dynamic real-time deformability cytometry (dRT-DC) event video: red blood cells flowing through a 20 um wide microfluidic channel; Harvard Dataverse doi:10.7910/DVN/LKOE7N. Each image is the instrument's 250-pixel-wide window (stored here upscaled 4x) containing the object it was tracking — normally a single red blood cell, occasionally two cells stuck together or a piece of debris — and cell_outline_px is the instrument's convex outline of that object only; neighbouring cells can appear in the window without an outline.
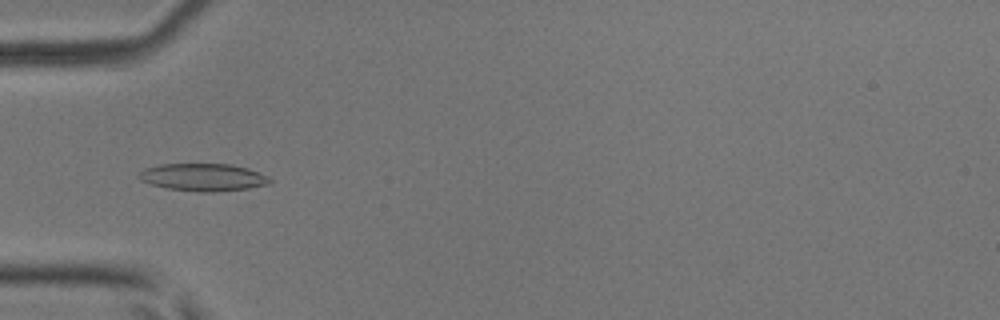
{"species": "common noctule bat (a hibernating species)", "species_latin": "Nyctalus noctula", "temperature_condition": "room temperature", "stored_images_in_passage": 6, "camera_frame_rate_fps": 3000, "um_per_image_px": 0.085, "animal": {"sex": "male", "body_mass_g": 17.9, "forearm_length_mm": 54.2}, "frame": {"image": 1, "passage_image": 5, "time_ms": 1.333, "image_size_px": [1000, 320], "cell_outline_px": [[272, 180], [268, 184], [248, 188], [212, 192], [196, 192], [168, 188], [152, 184], [140, 180], [136, 176], [144, 168], [160, 164], [232, 164], [248, 168], [268, 176]], "centroid_in_image_um": [17.25, 15.06], "position_along_channel_um": 67.7, "area_um2": 20.98}}
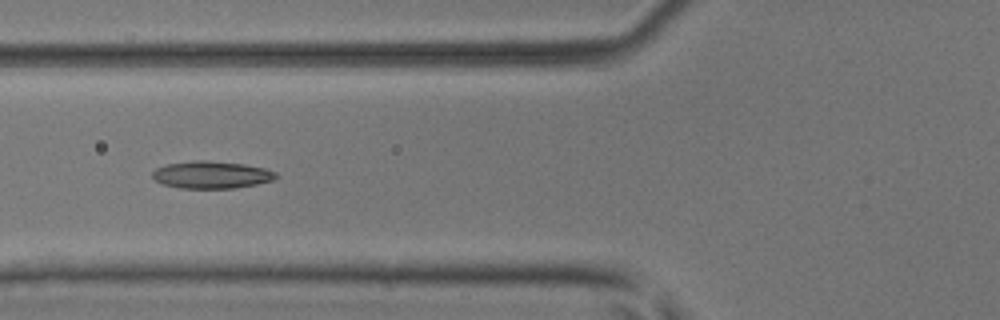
{"frame": {"image": 2, "passage_image": 6, "time_ms": 1.667, "image_size_px": [1000, 320], "cell_outline_px": [[276, 180], [236, 188], [180, 188], [164, 184], [156, 180], [152, 176], [152, 172], [156, 168], [168, 164], [192, 160], [204, 160], [244, 164], [264, 168], [276, 172]], "centroid_in_image_um": [17.99, 14.85], "position_along_channel_um": 107.8, "area_um2": 19.59}}